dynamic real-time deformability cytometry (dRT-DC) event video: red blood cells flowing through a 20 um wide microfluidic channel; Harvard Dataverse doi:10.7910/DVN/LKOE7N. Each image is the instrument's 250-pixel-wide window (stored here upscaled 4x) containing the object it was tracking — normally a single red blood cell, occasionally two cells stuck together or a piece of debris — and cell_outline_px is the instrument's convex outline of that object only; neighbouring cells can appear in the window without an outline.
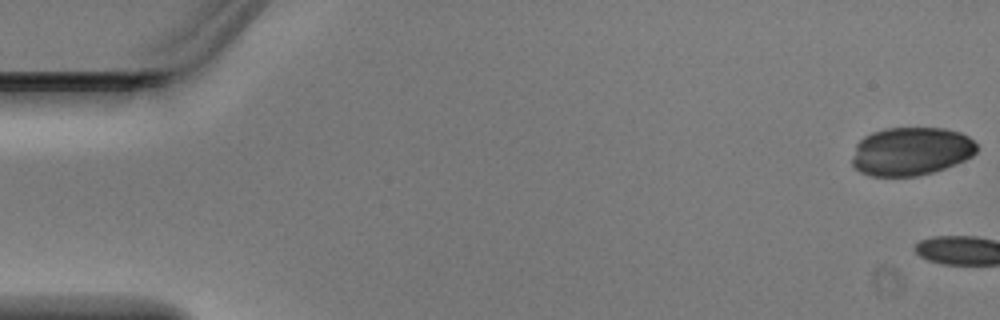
{"species": "Egyptian fruit bat (a non-hibernating species)", "species_latin": "Rousettus aegyptiacus", "temperature_condition": "warm", "stored_images_in_passage": 4, "camera_frame_rate_fps": 3000, "um_per_image_px": 0.085, "animal": {"sex": "male"}, "frame": {"image": 1, "passage_image": 1, "time_ms": 0.0, "image_size_px": [1000, 320], "cell_outline_px": [[976, 152], [972, 156], [964, 160], [944, 168], [932, 172], [916, 176], [872, 176], [860, 172], [852, 164], [852, 156], [856, 144], [864, 136], [872, 132], [884, 128], [944, 128], [960, 132], [968, 136], [976, 144]], "centroid_in_image_um": [77.41, 12.85], "position_along_channel_um": 7.6, "area_um2": 35.08}}